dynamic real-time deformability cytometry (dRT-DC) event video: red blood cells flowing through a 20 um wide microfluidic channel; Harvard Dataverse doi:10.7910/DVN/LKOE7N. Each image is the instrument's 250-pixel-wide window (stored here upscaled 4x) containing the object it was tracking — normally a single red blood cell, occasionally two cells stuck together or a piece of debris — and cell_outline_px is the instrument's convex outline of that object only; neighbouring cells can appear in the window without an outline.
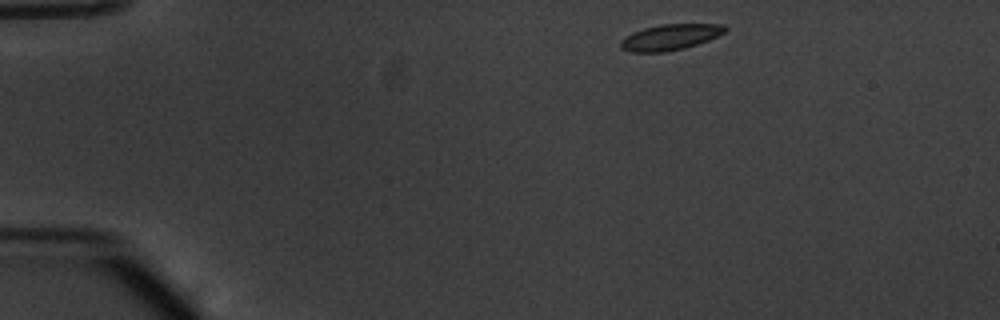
{"species": "common noctule bat (a hibernating species)", "species_latin": "Nyctalus noctula", "temperature_condition": "warm", "stored_images_in_passage": 46, "camera_frame_rate_fps": 3000, "um_per_image_px": 0.085, "animal": {"sex": "male", "body_mass_g": 20.1, "forearm_length_mm": 53.5}, "frame": {"image": 1, "passage_image": 1, "time_ms": 0.0, "image_size_px": [1000, 320], "cell_outline_px": [[728, 28], [724, 32], [708, 40], [684, 48], [664, 52], [632, 52], [620, 48], [620, 40], [632, 32], [644, 28], [660, 24], [724, 24]], "centroid_in_image_um": [56.94, 3.15], "position_along_channel_um": 28.1, "area_um2": 15.66}}
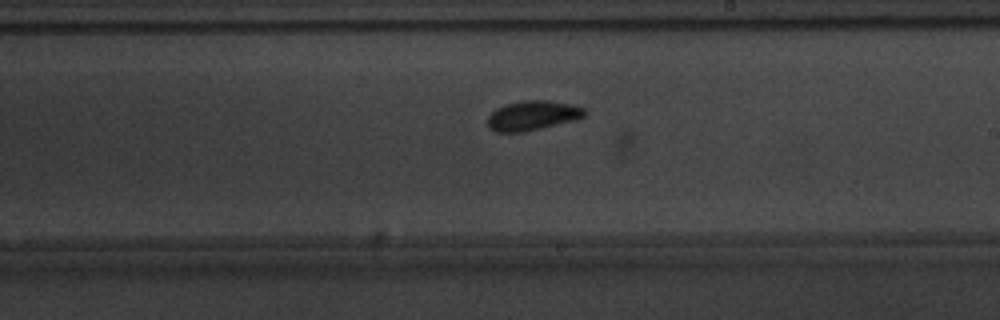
{"frame": {"image": 2, "passage_image": 24, "time_ms": 7.667, "image_size_px": [1000, 320], "cell_outline_px": [[588, 112], [580, 120], [524, 132], [496, 132], [488, 128], [488, 116], [496, 108], [504, 104], [524, 100], [548, 100], [572, 104], [584, 108]], "centroid_in_image_um": [45.31, 9.82], "position_along_channel_um": 243.7, "area_um2": 17.17}}
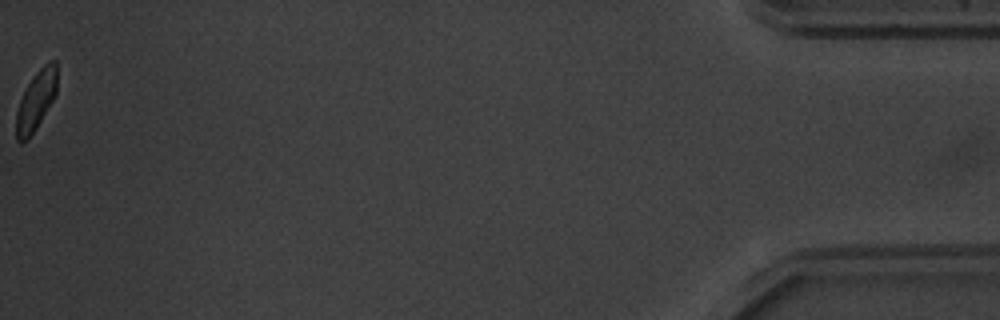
{"frame": {"image": 3, "passage_image": 46, "time_ms": 15.0, "image_size_px": [1000, 320], "cell_outline_px": [[56, 96], [36, 128], [28, 140], [20, 144], [16, 140], [16, 112], [20, 100], [28, 84], [36, 72], [48, 60], [56, 60]], "centroid_in_image_um": [3.06, 8.57], "position_along_channel_um": 432.1, "area_um2": 14.16}, "authors_computed_cell_mechanics": {"area_um2": 16.1262, "velocity_mm_per_s": 3.7956, "shape_relaxation_time_tau1_ms": 2.492, "shape_relaxation_time_tau2_ms": 0.8491, "deformation_change_tau1": 0.0986, "deformation_change_tau2": 0.0525}}